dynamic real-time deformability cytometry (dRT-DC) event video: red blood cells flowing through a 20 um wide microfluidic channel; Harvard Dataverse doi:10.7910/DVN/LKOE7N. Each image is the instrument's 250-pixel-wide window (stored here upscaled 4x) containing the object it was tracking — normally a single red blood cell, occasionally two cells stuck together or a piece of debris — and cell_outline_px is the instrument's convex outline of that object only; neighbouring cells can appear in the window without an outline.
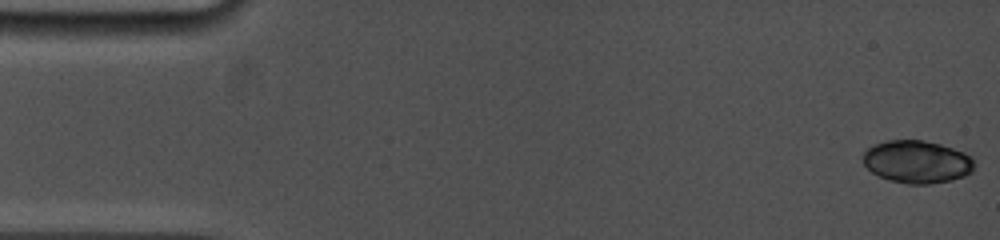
{"species": "common noctule bat (a hibernating species)", "species_latin": "Nyctalus noctula", "temperature_condition": "cold", "stored_images_in_passage": 30, "camera_frame_rate_fps": 5000, "um_per_image_px": 0.085, "animal": {"sex": "female", "body_mass_g": 19.0, "forearm_length_mm": 53.3}, "frame": {"image": 1, "passage_image": 1, "time_ms": 0.0, "image_size_px": [1000, 240], "cell_outline_px": [[976, 164], [972, 172], [964, 176], [952, 180], [928, 184], [908, 184], [888, 180], [872, 172], [864, 164], [864, 152], [868, 148], [876, 144], [888, 140], [924, 140], [940, 144], [964, 152], [972, 156]], "centroid_in_image_um": [77.99, 13.75], "position_along_channel_um": 7.0, "area_um2": 27.74}}
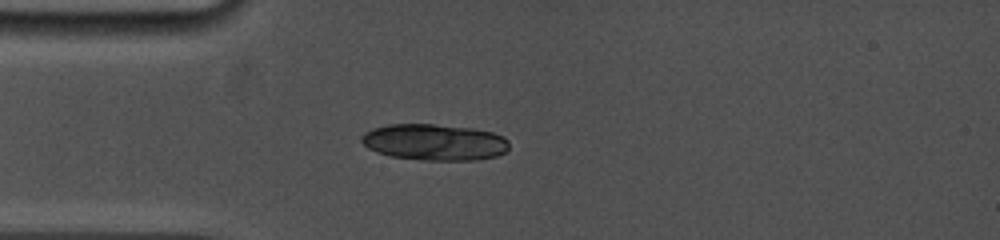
{"frame": {"image": 2, "passage_image": 26, "time_ms": 4.2, "image_size_px": [1000, 240], "cell_outline_px": [[508, 148], [504, 152], [496, 156], [476, 160], [420, 160], [392, 156], [376, 152], [368, 148], [360, 140], [360, 136], [364, 132], [372, 128], [388, 124], [432, 124], [472, 128], [492, 132], [504, 136], [508, 140]], "centroid_in_image_um": [36.9, 12.08], "position_along_channel_um": 48.1, "area_um2": 31.39}}